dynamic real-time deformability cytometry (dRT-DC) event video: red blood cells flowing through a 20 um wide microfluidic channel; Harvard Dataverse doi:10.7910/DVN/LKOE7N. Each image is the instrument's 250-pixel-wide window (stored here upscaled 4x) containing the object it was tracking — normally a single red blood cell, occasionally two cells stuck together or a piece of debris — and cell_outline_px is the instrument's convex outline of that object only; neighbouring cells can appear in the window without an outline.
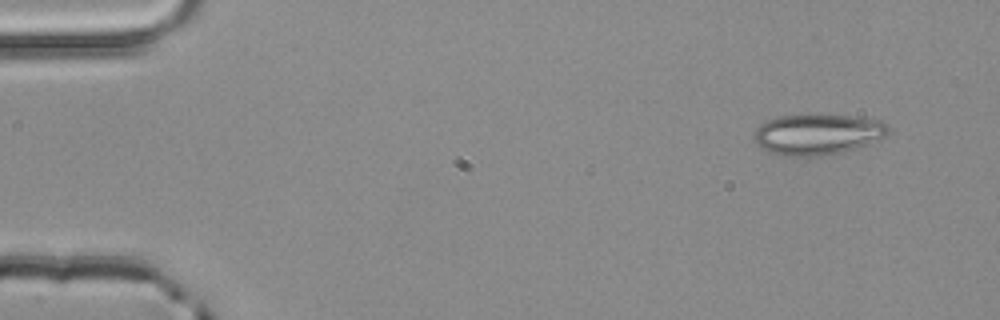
{"species": "common noctule bat (a hibernating species)", "species_latin": "Nyctalus noctula", "temperature_condition": "room temperature", "stored_images_in_passage": 3, "camera_frame_rate_fps": 3000, "um_per_image_px": 0.085, "animal": {"sex": "male", "body_mass_g": 20.4}, "frame": {"image": 1, "passage_image": 1, "time_ms": 0.0, "image_size_px": [1000, 320], "cell_outline_px": [[888, 132], [884, 136], [868, 144], [840, 152], [816, 156], [784, 156], [768, 152], [760, 148], [752, 140], [752, 136], [756, 128], [760, 124], [768, 120], [780, 116], [816, 112], [820, 112], [852, 116], [880, 120], [888, 124]], "centroid_in_image_um": [69.43, 11.38], "position_along_channel_um": 15.6, "area_um2": 32.66}}